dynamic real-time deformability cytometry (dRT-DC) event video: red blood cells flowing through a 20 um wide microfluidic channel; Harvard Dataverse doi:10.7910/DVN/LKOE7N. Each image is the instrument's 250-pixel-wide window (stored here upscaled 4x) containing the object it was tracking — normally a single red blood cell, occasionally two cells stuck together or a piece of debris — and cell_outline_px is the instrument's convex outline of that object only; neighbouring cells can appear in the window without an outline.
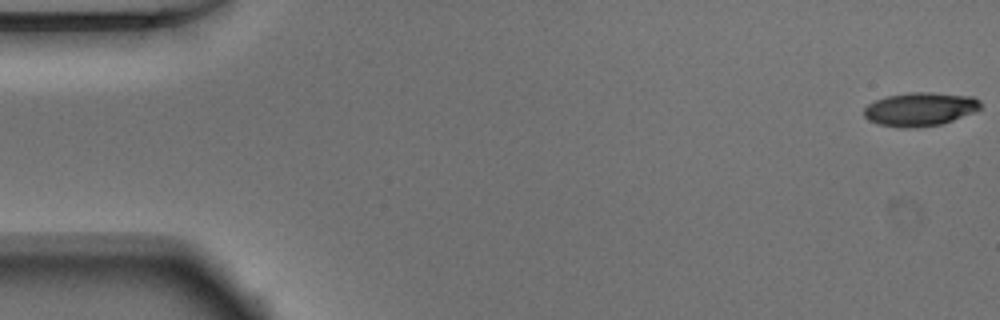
{"species": "Egyptian fruit bat (a non-hibernating species)", "species_latin": "Rousettus aegyptiacus", "temperature_condition": "warm", "stored_images_in_passage": 52, "camera_frame_rate_fps": 3000, "um_per_image_px": 0.085, "animal": {"sex": "male"}, "frame": {"image": 1, "passage_image": 1, "time_ms": 0.0, "image_size_px": [1000, 320], "cell_outline_px": [[980, 108], [972, 112], [952, 120], [940, 124], [916, 128], [904, 128], [880, 124], [868, 120], [864, 116], [864, 108], [868, 104], [876, 100], [888, 96], [908, 92], [932, 92], [972, 96], [980, 100]], "centroid_in_image_um": [78.18, 9.27], "position_along_channel_um": 6.8, "area_um2": 22.66}}
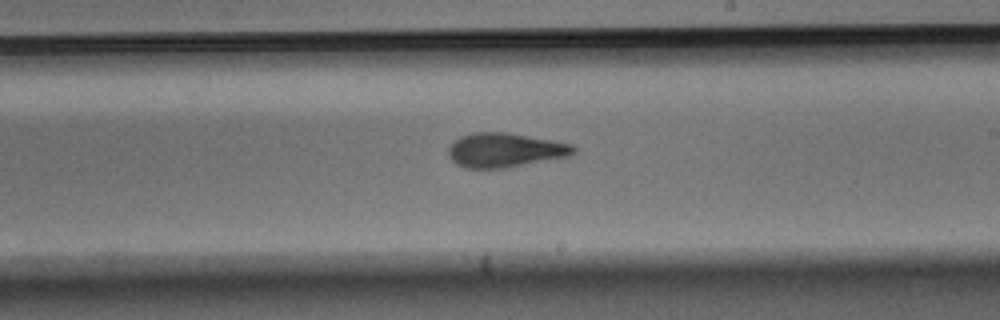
{"frame": {"image": 2, "passage_image": 30, "time_ms": 9.667, "image_size_px": [1000, 320], "cell_outline_px": [[576, 152], [568, 156], [508, 168], [464, 168], [456, 164], [448, 156], [448, 148], [460, 136], [472, 132], [508, 132], [552, 140], [572, 144], [576, 148]], "centroid_in_image_um": [42.91, 12.76], "position_along_channel_um": 246.1, "area_um2": 25.14}}
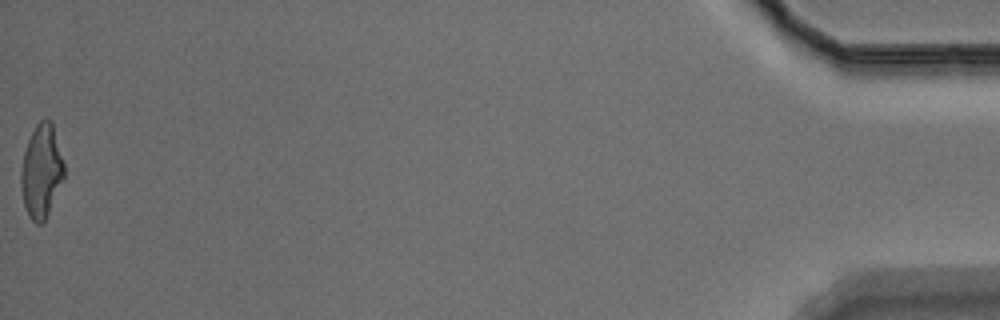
{"frame": {"image": 3, "passage_image": 52, "time_ms": 17.0, "image_size_px": [1000, 320], "cell_outline_px": [[64, 176], [48, 212], [44, 220], [40, 224], [36, 224], [28, 216], [24, 204], [20, 184], [20, 172], [24, 152], [28, 140], [36, 124], [44, 116], [52, 120], [64, 164]], "centroid_in_image_um": [3.51, 14.49], "position_along_channel_um": 431.7, "area_um2": 23.35}, "authors_computed_cell_mechanics": {"area_um2": 23.987, "velocity_mm_per_s": 3.9047, "shape_relaxation_time_tau1_ms": 5.1673, "shape_relaxation_time_tau2_ms": 2.5859, "deformation_change_tau1": 0.2077, "deformation_change_tau2": 0.1159}}